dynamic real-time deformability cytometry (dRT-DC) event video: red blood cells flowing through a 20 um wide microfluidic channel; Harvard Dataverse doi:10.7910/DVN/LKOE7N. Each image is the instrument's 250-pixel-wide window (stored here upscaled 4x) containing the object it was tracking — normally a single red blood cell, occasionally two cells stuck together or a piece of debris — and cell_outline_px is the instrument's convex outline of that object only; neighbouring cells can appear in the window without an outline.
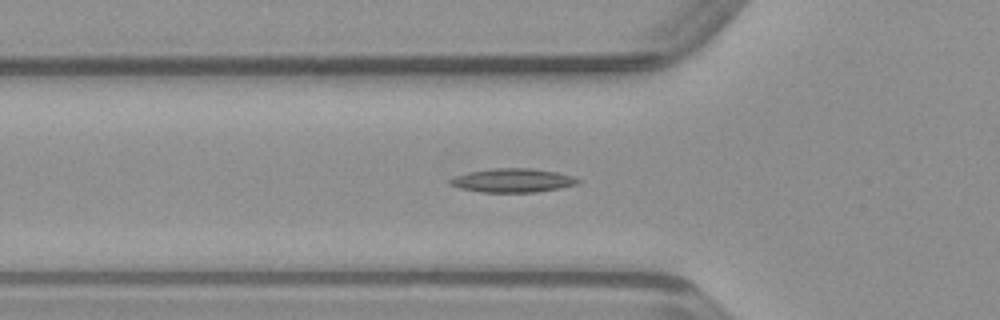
{"species": "common noctule bat (a hibernating species)", "species_latin": "Nyctalus noctula", "temperature_condition": "warm", "stored_images_in_passage": 50, "camera_frame_rate_fps": 3000, "um_per_image_px": 0.085, "animal": {"sex": "male", "body_mass_g": 23.1, "forearm_length_mm": 52.7}, "frame": {"image": 1, "passage_image": 16, "time_ms": 5.0, "image_size_px": [1000, 320], "cell_outline_px": [[580, 184], [560, 188], [536, 192], [480, 192], [460, 188], [448, 184], [448, 180], [456, 176], [468, 172], [492, 168], [532, 168], [556, 172], [572, 176], [580, 180]], "centroid_in_image_um": [43.58, 15.33], "position_along_channel_um": 82.2, "area_um2": 17.8}}
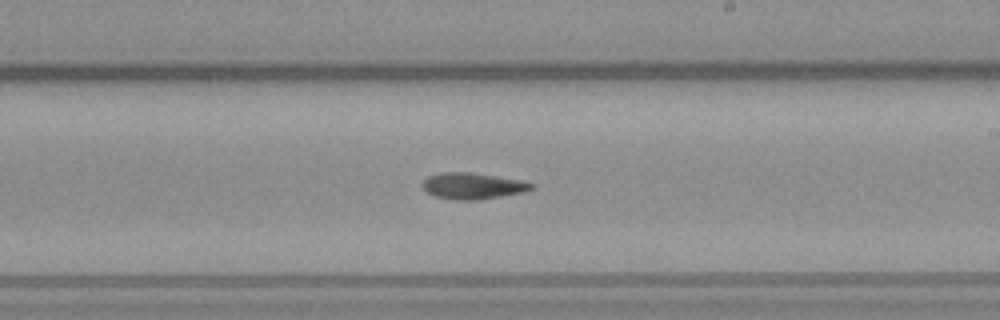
{"frame": {"image": 2, "passage_image": 28, "time_ms": 9.0, "image_size_px": [1000, 320], "cell_outline_px": [[532, 188], [520, 192], [480, 200], [456, 200], [436, 196], [428, 192], [420, 184], [428, 176], [440, 172], [472, 172], [520, 180], [532, 184]], "centroid_in_image_um": [40.11, 15.79], "position_along_channel_um": 248.9, "area_um2": 16.42}}
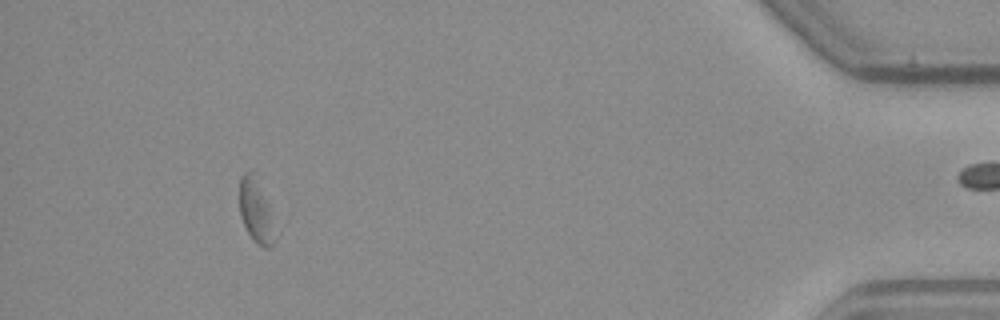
{"frame": {"image": 3, "passage_image": 45, "time_ms": 14.667, "image_size_px": [1000, 320], "cell_outline_px": [[276, 240], [268, 248], [264, 248], [256, 244], [248, 232], [240, 216], [240, 176], [244, 172], [252, 172], [268, 204]], "centroid_in_image_um": [21.73, 17.99], "position_along_channel_um": 413.5, "area_um2": 12.66}}